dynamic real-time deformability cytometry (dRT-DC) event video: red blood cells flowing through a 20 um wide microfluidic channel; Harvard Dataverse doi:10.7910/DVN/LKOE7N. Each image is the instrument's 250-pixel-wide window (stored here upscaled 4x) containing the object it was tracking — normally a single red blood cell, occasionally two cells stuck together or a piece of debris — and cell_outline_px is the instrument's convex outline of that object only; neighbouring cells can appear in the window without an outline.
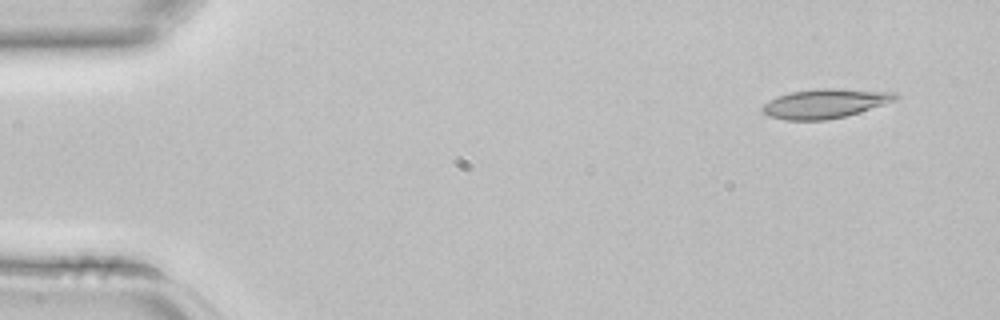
{"species": "common noctule bat (a hibernating species)", "species_latin": "Nyctalus noctula", "temperature_condition": "room temperature", "stored_images_in_passage": 3, "camera_frame_rate_fps": 3000, "um_per_image_px": 0.085, "animal": {"sex": "female", "body_mass_g": 22.7, "forearm_length_mm": 54.2}, "frame": {"image": 1, "passage_image": 1, "time_ms": 0.0, "image_size_px": [1000, 320], "cell_outline_px": [[900, 96], [896, 100], [860, 112], [844, 116], [824, 120], [784, 120], [768, 116], [760, 108], [768, 100], [792, 92], [816, 88], [844, 88], [896, 92]], "centroid_in_image_um": [70.16, 8.79], "position_along_channel_um": 14.8, "area_um2": 22.83}}
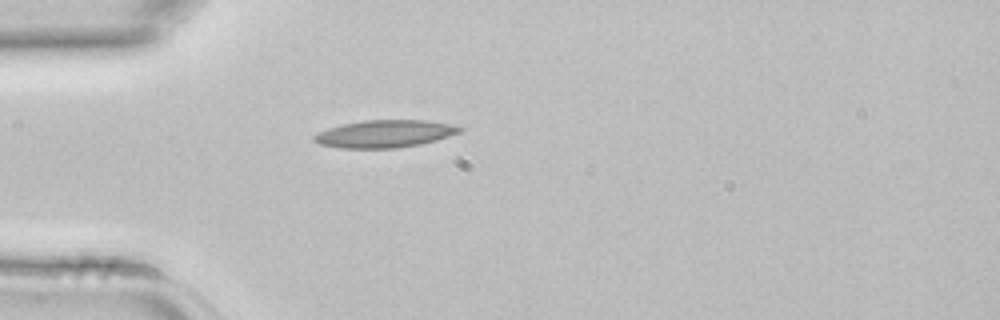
{"frame": {"image": 2, "passage_image": 3, "time_ms": 0.667, "image_size_px": [1000, 320], "cell_outline_px": [[464, 128], [460, 132], [436, 140], [420, 144], [396, 148], [340, 148], [320, 144], [312, 140], [312, 136], [328, 128], [344, 124], [364, 120], [424, 120], [448, 124]], "centroid_in_image_um": [32.67, 11.37], "position_along_channel_um": 52.3, "area_um2": 23.06}}